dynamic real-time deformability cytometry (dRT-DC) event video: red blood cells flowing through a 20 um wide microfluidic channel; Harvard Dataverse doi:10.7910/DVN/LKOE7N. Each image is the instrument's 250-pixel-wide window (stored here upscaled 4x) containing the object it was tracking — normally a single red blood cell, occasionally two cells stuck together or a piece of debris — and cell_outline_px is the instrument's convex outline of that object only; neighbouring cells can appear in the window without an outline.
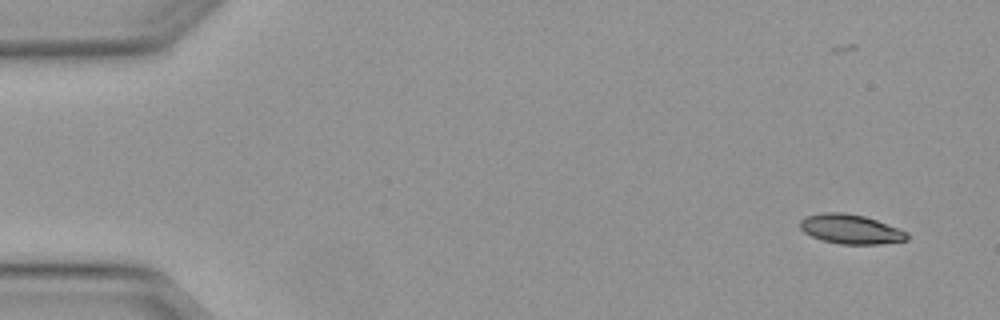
{"species": "Egyptian fruit bat (a non-hibernating species)", "species_latin": "Rousettus aegyptiacus", "temperature_condition": "warm", "stored_images_in_passage": 49, "segment_of_instrument_passage": [1, 2], "camera_frame_rate_fps": 3000, "um_per_image_px": 0.085, "animal": {"sex": "female"}, "frame": {"image": 1, "passage_image": 1, "time_ms": 0.0, "image_size_px": [1000, 320], "cell_outline_px": [[908, 240], [880, 244], [840, 244], [824, 240], [812, 236], [804, 232], [800, 228], [800, 220], [804, 216], [820, 212], [844, 212], [864, 216], [876, 220], [908, 232]], "centroid_in_image_um": [72.28, 19.46], "position_along_channel_um": 12.7, "area_um2": 18.38}}
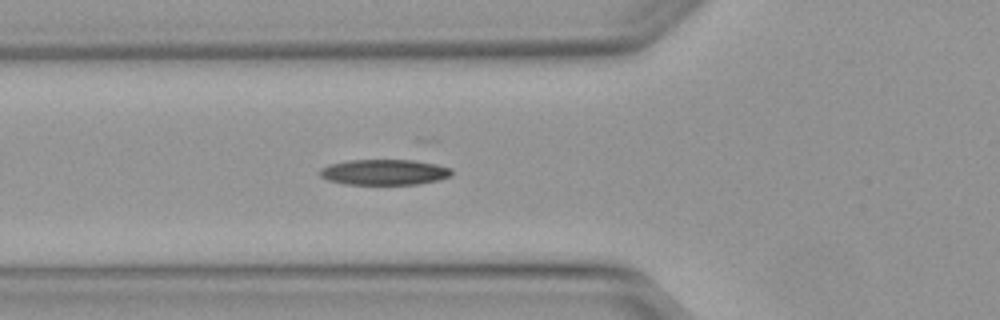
{"frame": {"image": 2, "passage_image": 16, "time_ms": 5.0, "image_size_px": [1000, 320], "cell_outline_px": [[452, 176], [436, 180], [416, 184], [344, 184], [328, 180], [320, 176], [320, 168], [332, 164], [348, 160], [412, 160], [436, 164], [452, 168]], "centroid_in_image_um": [32.67, 14.63], "position_along_channel_um": 93.1, "area_um2": 19.54}}
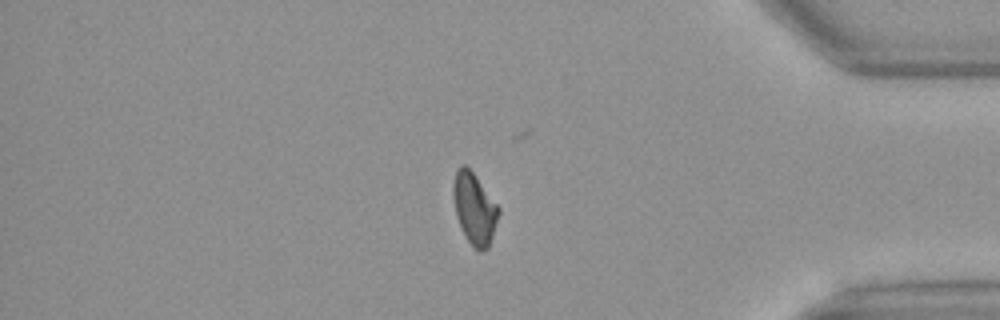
{"frame": {"image": 3, "passage_image": 40, "time_ms": 13.0, "image_size_px": [1000, 320], "cell_outline_px": [[500, 212], [488, 248], [480, 252], [468, 240], [456, 216], [452, 196], [452, 184], [456, 168], [460, 164], [464, 164], [472, 172], [500, 208]], "centroid_in_image_um": [40.3, 17.68], "position_along_channel_um": 394.9, "area_um2": 18.67}}